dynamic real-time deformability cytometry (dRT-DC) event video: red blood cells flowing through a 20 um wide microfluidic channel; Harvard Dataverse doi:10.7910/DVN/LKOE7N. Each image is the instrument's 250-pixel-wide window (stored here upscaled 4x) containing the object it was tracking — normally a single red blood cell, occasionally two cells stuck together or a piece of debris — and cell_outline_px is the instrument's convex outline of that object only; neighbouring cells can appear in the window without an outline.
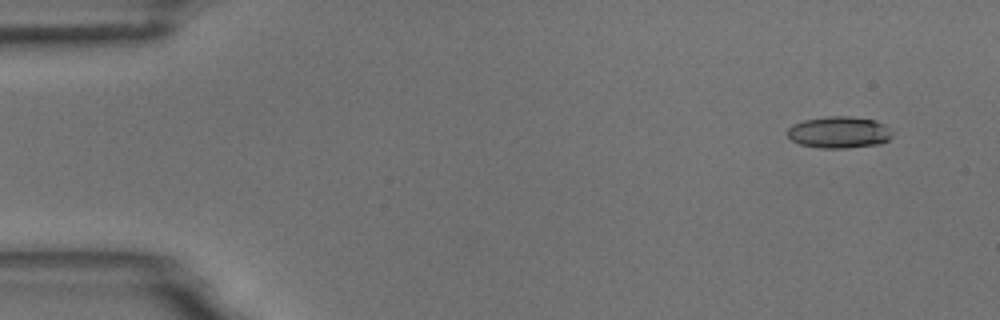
{"species": "common noctule bat (a hibernating species)", "species_latin": "Nyctalus noctula", "temperature_condition": "room temperature", "stored_images_in_passage": 5, "camera_frame_rate_fps": 3000, "um_per_image_px": 0.085, "animal": {"sex": "male", "body_mass_g": 18.8}, "frame": {"image": 1, "passage_image": 1, "time_ms": 0.0, "image_size_px": [1000, 320], "cell_outline_px": [[892, 136], [888, 140], [880, 144], [848, 148], [820, 148], [800, 144], [792, 140], [788, 136], [788, 128], [792, 124], [804, 120], [828, 116], [848, 116], [876, 120], [884, 124], [892, 132]], "centroid_in_image_um": [71.33, 11.25], "position_along_channel_um": 13.7, "area_um2": 19.42}}
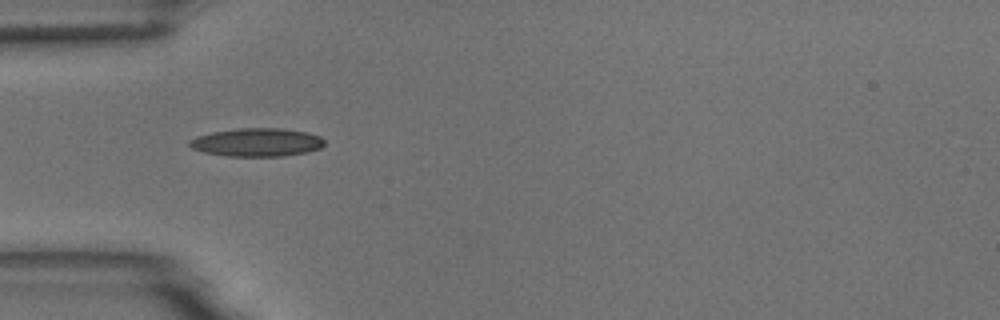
{"frame": {"image": 2, "passage_image": 4, "time_ms": 4.333, "image_size_px": [1000, 320], "cell_outline_px": [[324, 144], [320, 148], [304, 152], [284, 156], [224, 156], [204, 152], [192, 148], [188, 144], [188, 140], [196, 136], [212, 132], [240, 128], [280, 128], [308, 132], [320, 136], [324, 140]], "centroid_in_image_um": [21.81, 12.09], "position_along_channel_um": 63.2, "area_um2": 22.25}}